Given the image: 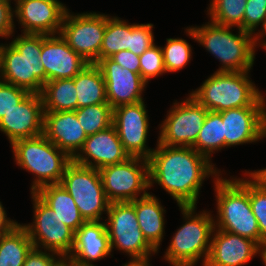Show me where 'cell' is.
I'll list each match as a JSON object with an SVG mask.
<instances>
[{
	"label": "cell",
	"mask_w": 266,
	"mask_h": 266,
	"mask_svg": "<svg viewBox=\"0 0 266 266\" xmlns=\"http://www.w3.org/2000/svg\"><path fill=\"white\" fill-rule=\"evenodd\" d=\"M156 145L148 158L149 189L158 184L178 207L197 206L204 181L211 176L214 182L221 170L193 147Z\"/></svg>",
	"instance_id": "1"
},
{
	"label": "cell",
	"mask_w": 266,
	"mask_h": 266,
	"mask_svg": "<svg viewBox=\"0 0 266 266\" xmlns=\"http://www.w3.org/2000/svg\"><path fill=\"white\" fill-rule=\"evenodd\" d=\"M230 26H222L208 21L201 26H189L185 33L189 38L203 46L221 64L217 71L241 72L253 68L256 46L254 35L236 28L235 34Z\"/></svg>",
	"instance_id": "2"
},
{
	"label": "cell",
	"mask_w": 266,
	"mask_h": 266,
	"mask_svg": "<svg viewBox=\"0 0 266 266\" xmlns=\"http://www.w3.org/2000/svg\"><path fill=\"white\" fill-rule=\"evenodd\" d=\"M249 75L250 71H215L189 94L208 111L222 112L246 106H266V97Z\"/></svg>",
	"instance_id": "3"
},
{
	"label": "cell",
	"mask_w": 266,
	"mask_h": 266,
	"mask_svg": "<svg viewBox=\"0 0 266 266\" xmlns=\"http://www.w3.org/2000/svg\"><path fill=\"white\" fill-rule=\"evenodd\" d=\"M8 43L0 49V80L40 94L46 83L40 62L41 34L21 33Z\"/></svg>",
	"instance_id": "4"
},
{
	"label": "cell",
	"mask_w": 266,
	"mask_h": 266,
	"mask_svg": "<svg viewBox=\"0 0 266 266\" xmlns=\"http://www.w3.org/2000/svg\"><path fill=\"white\" fill-rule=\"evenodd\" d=\"M179 209L184 224L173 234L163 259L171 266H196L201 259V266H205L215 228L212 211L202 210L196 213V206Z\"/></svg>",
	"instance_id": "5"
},
{
	"label": "cell",
	"mask_w": 266,
	"mask_h": 266,
	"mask_svg": "<svg viewBox=\"0 0 266 266\" xmlns=\"http://www.w3.org/2000/svg\"><path fill=\"white\" fill-rule=\"evenodd\" d=\"M213 186L217 208V215L213 217L215 229L251 239L266 252V242L261 238L248 191L233 176L227 179L221 175Z\"/></svg>",
	"instance_id": "6"
},
{
	"label": "cell",
	"mask_w": 266,
	"mask_h": 266,
	"mask_svg": "<svg viewBox=\"0 0 266 266\" xmlns=\"http://www.w3.org/2000/svg\"><path fill=\"white\" fill-rule=\"evenodd\" d=\"M14 161L34 175L30 193L49 184H59L72 158L43 134L20 139L11 144Z\"/></svg>",
	"instance_id": "7"
},
{
	"label": "cell",
	"mask_w": 266,
	"mask_h": 266,
	"mask_svg": "<svg viewBox=\"0 0 266 266\" xmlns=\"http://www.w3.org/2000/svg\"><path fill=\"white\" fill-rule=\"evenodd\" d=\"M60 184L73 197L82 217L88 221L105 220L110 202L107 200L98 169L71 162Z\"/></svg>",
	"instance_id": "8"
},
{
	"label": "cell",
	"mask_w": 266,
	"mask_h": 266,
	"mask_svg": "<svg viewBox=\"0 0 266 266\" xmlns=\"http://www.w3.org/2000/svg\"><path fill=\"white\" fill-rule=\"evenodd\" d=\"M105 217L111 251L130 258H151L158 251L145 239L139 227L135 207L130 202H112Z\"/></svg>",
	"instance_id": "9"
},
{
	"label": "cell",
	"mask_w": 266,
	"mask_h": 266,
	"mask_svg": "<svg viewBox=\"0 0 266 266\" xmlns=\"http://www.w3.org/2000/svg\"><path fill=\"white\" fill-rule=\"evenodd\" d=\"M99 173L110 203L131 202L149 193V163L146 158L129 157L123 163L99 169Z\"/></svg>",
	"instance_id": "10"
},
{
	"label": "cell",
	"mask_w": 266,
	"mask_h": 266,
	"mask_svg": "<svg viewBox=\"0 0 266 266\" xmlns=\"http://www.w3.org/2000/svg\"><path fill=\"white\" fill-rule=\"evenodd\" d=\"M182 100L174 101L166 118L160 122L159 144L192 147L196 142L208 110L191 94Z\"/></svg>",
	"instance_id": "11"
},
{
	"label": "cell",
	"mask_w": 266,
	"mask_h": 266,
	"mask_svg": "<svg viewBox=\"0 0 266 266\" xmlns=\"http://www.w3.org/2000/svg\"><path fill=\"white\" fill-rule=\"evenodd\" d=\"M106 29V14L100 12L72 13L64 16L59 34L88 63L100 60V49Z\"/></svg>",
	"instance_id": "12"
},
{
	"label": "cell",
	"mask_w": 266,
	"mask_h": 266,
	"mask_svg": "<svg viewBox=\"0 0 266 266\" xmlns=\"http://www.w3.org/2000/svg\"><path fill=\"white\" fill-rule=\"evenodd\" d=\"M30 194L33 222L22 225L26 228L33 246L69 256L74 246L75 233L35 193Z\"/></svg>",
	"instance_id": "13"
},
{
	"label": "cell",
	"mask_w": 266,
	"mask_h": 266,
	"mask_svg": "<svg viewBox=\"0 0 266 266\" xmlns=\"http://www.w3.org/2000/svg\"><path fill=\"white\" fill-rule=\"evenodd\" d=\"M145 100L113 109V125L124 150L130 157L148 159L155 148L147 146L150 129Z\"/></svg>",
	"instance_id": "14"
},
{
	"label": "cell",
	"mask_w": 266,
	"mask_h": 266,
	"mask_svg": "<svg viewBox=\"0 0 266 266\" xmlns=\"http://www.w3.org/2000/svg\"><path fill=\"white\" fill-rule=\"evenodd\" d=\"M14 18L22 33L59 34L68 10L59 0H13ZM17 18V19H16Z\"/></svg>",
	"instance_id": "15"
},
{
	"label": "cell",
	"mask_w": 266,
	"mask_h": 266,
	"mask_svg": "<svg viewBox=\"0 0 266 266\" xmlns=\"http://www.w3.org/2000/svg\"><path fill=\"white\" fill-rule=\"evenodd\" d=\"M225 148L259 142L266 138V106H246L220 112Z\"/></svg>",
	"instance_id": "16"
},
{
	"label": "cell",
	"mask_w": 266,
	"mask_h": 266,
	"mask_svg": "<svg viewBox=\"0 0 266 266\" xmlns=\"http://www.w3.org/2000/svg\"><path fill=\"white\" fill-rule=\"evenodd\" d=\"M96 65L103 74L107 102L113 109L144 100L143 93L148 83L140 74L121 67L111 58L100 59Z\"/></svg>",
	"instance_id": "17"
},
{
	"label": "cell",
	"mask_w": 266,
	"mask_h": 266,
	"mask_svg": "<svg viewBox=\"0 0 266 266\" xmlns=\"http://www.w3.org/2000/svg\"><path fill=\"white\" fill-rule=\"evenodd\" d=\"M257 255L266 266V252L255 241L214 228L205 266H244Z\"/></svg>",
	"instance_id": "18"
},
{
	"label": "cell",
	"mask_w": 266,
	"mask_h": 266,
	"mask_svg": "<svg viewBox=\"0 0 266 266\" xmlns=\"http://www.w3.org/2000/svg\"><path fill=\"white\" fill-rule=\"evenodd\" d=\"M44 108L40 94L29 93L20 103L0 119V131L10 145L20 139L43 134Z\"/></svg>",
	"instance_id": "19"
},
{
	"label": "cell",
	"mask_w": 266,
	"mask_h": 266,
	"mask_svg": "<svg viewBox=\"0 0 266 266\" xmlns=\"http://www.w3.org/2000/svg\"><path fill=\"white\" fill-rule=\"evenodd\" d=\"M40 62L46 74V82L72 79L88 64L60 34H41Z\"/></svg>",
	"instance_id": "20"
},
{
	"label": "cell",
	"mask_w": 266,
	"mask_h": 266,
	"mask_svg": "<svg viewBox=\"0 0 266 266\" xmlns=\"http://www.w3.org/2000/svg\"><path fill=\"white\" fill-rule=\"evenodd\" d=\"M129 157L112 124L107 129L88 136L72 161L99 170L108 165L123 163Z\"/></svg>",
	"instance_id": "21"
},
{
	"label": "cell",
	"mask_w": 266,
	"mask_h": 266,
	"mask_svg": "<svg viewBox=\"0 0 266 266\" xmlns=\"http://www.w3.org/2000/svg\"><path fill=\"white\" fill-rule=\"evenodd\" d=\"M43 135L71 158L88 137L75 111L44 112Z\"/></svg>",
	"instance_id": "22"
},
{
	"label": "cell",
	"mask_w": 266,
	"mask_h": 266,
	"mask_svg": "<svg viewBox=\"0 0 266 266\" xmlns=\"http://www.w3.org/2000/svg\"><path fill=\"white\" fill-rule=\"evenodd\" d=\"M111 253L105 221H88L75 232L69 256L79 265L96 266L93 262L107 258Z\"/></svg>",
	"instance_id": "23"
},
{
	"label": "cell",
	"mask_w": 266,
	"mask_h": 266,
	"mask_svg": "<svg viewBox=\"0 0 266 266\" xmlns=\"http://www.w3.org/2000/svg\"><path fill=\"white\" fill-rule=\"evenodd\" d=\"M130 203L135 207L139 227L145 239L159 252L165 235V207L150 192Z\"/></svg>",
	"instance_id": "24"
},
{
	"label": "cell",
	"mask_w": 266,
	"mask_h": 266,
	"mask_svg": "<svg viewBox=\"0 0 266 266\" xmlns=\"http://www.w3.org/2000/svg\"><path fill=\"white\" fill-rule=\"evenodd\" d=\"M35 194L48 205L60 220L74 233L86 221L79 212L73 197L59 184H49L39 188Z\"/></svg>",
	"instance_id": "25"
},
{
	"label": "cell",
	"mask_w": 266,
	"mask_h": 266,
	"mask_svg": "<svg viewBox=\"0 0 266 266\" xmlns=\"http://www.w3.org/2000/svg\"><path fill=\"white\" fill-rule=\"evenodd\" d=\"M74 83L77 92V109L108 103L103 74L96 64L88 63L74 77Z\"/></svg>",
	"instance_id": "26"
},
{
	"label": "cell",
	"mask_w": 266,
	"mask_h": 266,
	"mask_svg": "<svg viewBox=\"0 0 266 266\" xmlns=\"http://www.w3.org/2000/svg\"><path fill=\"white\" fill-rule=\"evenodd\" d=\"M44 112L77 110V92L74 78L48 81L40 93Z\"/></svg>",
	"instance_id": "27"
},
{
	"label": "cell",
	"mask_w": 266,
	"mask_h": 266,
	"mask_svg": "<svg viewBox=\"0 0 266 266\" xmlns=\"http://www.w3.org/2000/svg\"><path fill=\"white\" fill-rule=\"evenodd\" d=\"M33 247L26 228L19 223L0 236V266H23Z\"/></svg>",
	"instance_id": "28"
},
{
	"label": "cell",
	"mask_w": 266,
	"mask_h": 266,
	"mask_svg": "<svg viewBox=\"0 0 266 266\" xmlns=\"http://www.w3.org/2000/svg\"><path fill=\"white\" fill-rule=\"evenodd\" d=\"M192 147L210 161L213 153L225 149L224 124L220 112H207L204 124Z\"/></svg>",
	"instance_id": "29"
},
{
	"label": "cell",
	"mask_w": 266,
	"mask_h": 266,
	"mask_svg": "<svg viewBox=\"0 0 266 266\" xmlns=\"http://www.w3.org/2000/svg\"><path fill=\"white\" fill-rule=\"evenodd\" d=\"M130 23L118 16L106 15V29L100 49V59L110 58L121 50H129Z\"/></svg>",
	"instance_id": "30"
},
{
	"label": "cell",
	"mask_w": 266,
	"mask_h": 266,
	"mask_svg": "<svg viewBox=\"0 0 266 266\" xmlns=\"http://www.w3.org/2000/svg\"><path fill=\"white\" fill-rule=\"evenodd\" d=\"M247 0H211L207 8L210 21L243 30V16Z\"/></svg>",
	"instance_id": "31"
},
{
	"label": "cell",
	"mask_w": 266,
	"mask_h": 266,
	"mask_svg": "<svg viewBox=\"0 0 266 266\" xmlns=\"http://www.w3.org/2000/svg\"><path fill=\"white\" fill-rule=\"evenodd\" d=\"M75 113L87 136L105 130L113 124V108L109 103L78 108Z\"/></svg>",
	"instance_id": "32"
},
{
	"label": "cell",
	"mask_w": 266,
	"mask_h": 266,
	"mask_svg": "<svg viewBox=\"0 0 266 266\" xmlns=\"http://www.w3.org/2000/svg\"><path fill=\"white\" fill-rule=\"evenodd\" d=\"M162 47L164 66L167 73L182 70L192 60V46L183 38H166Z\"/></svg>",
	"instance_id": "33"
},
{
	"label": "cell",
	"mask_w": 266,
	"mask_h": 266,
	"mask_svg": "<svg viewBox=\"0 0 266 266\" xmlns=\"http://www.w3.org/2000/svg\"><path fill=\"white\" fill-rule=\"evenodd\" d=\"M243 176L245 177L234 178L248 191L252 212L257 219L261 238L266 242V190L246 170Z\"/></svg>",
	"instance_id": "34"
},
{
	"label": "cell",
	"mask_w": 266,
	"mask_h": 266,
	"mask_svg": "<svg viewBox=\"0 0 266 266\" xmlns=\"http://www.w3.org/2000/svg\"><path fill=\"white\" fill-rule=\"evenodd\" d=\"M140 76L147 82L166 72L161 46L152 45L139 56Z\"/></svg>",
	"instance_id": "35"
},
{
	"label": "cell",
	"mask_w": 266,
	"mask_h": 266,
	"mask_svg": "<svg viewBox=\"0 0 266 266\" xmlns=\"http://www.w3.org/2000/svg\"><path fill=\"white\" fill-rule=\"evenodd\" d=\"M154 25L152 23H130V47L129 50L136 55H141L155 44Z\"/></svg>",
	"instance_id": "36"
},
{
	"label": "cell",
	"mask_w": 266,
	"mask_h": 266,
	"mask_svg": "<svg viewBox=\"0 0 266 266\" xmlns=\"http://www.w3.org/2000/svg\"><path fill=\"white\" fill-rule=\"evenodd\" d=\"M266 19V0H247L243 16V30L256 34Z\"/></svg>",
	"instance_id": "37"
},
{
	"label": "cell",
	"mask_w": 266,
	"mask_h": 266,
	"mask_svg": "<svg viewBox=\"0 0 266 266\" xmlns=\"http://www.w3.org/2000/svg\"><path fill=\"white\" fill-rule=\"evenodd\" d=\"M28 94L26 89L0 80V119Z\"/></svg>",
	"instance_id": "38"
},
{
	"label": "cell",
	"mask_w": 266,
	"mask_h": 266,
	"mask_svg": "<svg viewBox=\"0 0 266 266\" xmlns=\"http://www.w3.org/2000/svg\"><path fill=\"white\" fill-rule=\"evenodd\" d=\"M13 0H0V37L10 38L14 36V13L11 5Z\"/></svg>",
	"instance_id": "39"
},
{
	"label": "cell",
	"mask_w": 266,
	"mask_h": 266,
	"mask_svg": "<svg viewBox=\"0 0 266 266\" xmlns=\"http://www.w3.org/2000/svg\"><path fill=\"white\" fill-rule=\"evenodd\" d=\"M62 255L33 247L27 254L23 266H54Z\"/></svg>",
	"instance_id": "40"
},
{
	"label": "cell",
	"mask_w": 266,
	"mask_h": 266,
	"mask_svg": "<svg viewBox=\"0 0 266 266\" xmlns=\"http://www.w3.org/2000/svg\"><path fill=\"white\" fill-rule=\"evenodd\" d=\"M121 67L127 68L131 72L140 74L139 55L130 50H121L110 57Z\"/></svg>",
	"instance_id": "41"
},
{
	"label": "cell",
	"mask_w": 266,
	"mask_h": 266,
	"mask_svg": "<svg viewBox=\"0 0 266 266\" xmlns=\"http://www.w3.org/2000/svg\"><path fill=\"white\" fill-rule=\"evenodd\" d=\"M18 224V221L7 217L6 210L0 201V236L10 232Z\"/></svg>",
	"instance_id": "42"
},
{
	"label": "cell",
	"mask_w": 266,
	"mask_h": 266,
	"mask_svg": "<svg viewBox=\"0 0 266 266\" xmlns=\"http://www.w3.org/2000/svg\"><path fill=\"white\" fill-rule=\"evenodd\" d=\"M246 172L266 190V167L260 170H246Z\"/></svg>",
	"instance_id": "43"
},
{
	"label": "cell",
	"mask_w": 266,
	"mask_h": 266,
	"mask_svg": "<svg viewBox=\"0 0 266 266\" xmlns=\"http://www.w3.org/2000/svg\"><path fill=\"white\" fill-rule=\"evenodd\" d=\"M129 260L127 263L122 264V266H152L150 258H130Z\"/></svg>",
	"instance_id": "44"
},
{
	"label": "cell",
	"mask_w": 266,
	"mask_h": 266,
	"mask_svg": "<svg viewBox=\"0 0 266 266\" xmlns=\"http://www.w3.org/2000/svg\"><path fill=\"white\" fill-rule=\"evenodd\" d=\"M265 37H266V19H265L264 25L254 35L255 46L258 43H260Z\"/></svg>",
	"instance_id": "45"
},
{
	"label": "cell",
	"mask_w": 266,
	"mask_h": 266,
	"mask_svg": "<svg viewBox=\"0 0 266 266\" xmlns=\"http://www.w3.org/2000/svg\"><path fill=\"white\" fill-rule=\"evenodd\" d=\"M54 266H75V261L70 256H62Z\"/></svg>",
	"instance_id": "46"
},
{
	"label": "cell",
	"mask_w": 266,
	"mask_h": 266,
	"mask_svg": "<svg viewBox=\"0 0 266 266\" xmlns=\"http://www.w3.org/2000/svg\"><path fill=\"white\" fill-rule=\"evenodd\" d=\"M256 46H257V47H256V50H257V48H259V47H262L263 49L266 50V40H265V39L262 40V41H261L260 43H258Z\"/></svg>",
	"instance_id": "47"
},
{
	"label": "cell",
	"mask_w": 266,
	"mask_h": 266,
	"mask_svg": "<svg viewBox=\"0 0 266 266\" xmlns=\"http://www.w3.org/2000/svg\"><path fill=\"white\" fill-rule=\"evenodd\" d=\"M75 266H84V265H79V264H77V263L75 262Z\"/></svg>",
	"instance_id": "48"
}]
</instances>
